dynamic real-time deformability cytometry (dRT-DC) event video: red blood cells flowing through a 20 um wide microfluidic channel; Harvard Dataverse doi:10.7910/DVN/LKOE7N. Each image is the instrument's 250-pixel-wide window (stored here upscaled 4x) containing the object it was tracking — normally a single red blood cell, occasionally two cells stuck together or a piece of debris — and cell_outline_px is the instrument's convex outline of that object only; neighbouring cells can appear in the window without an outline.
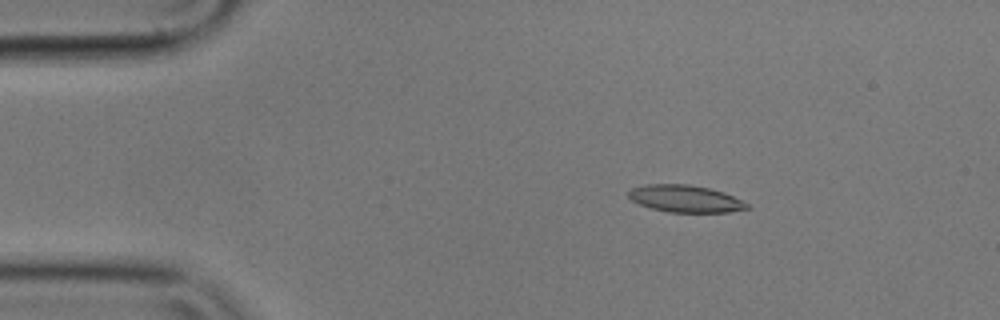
{"species": "common noctule bat (a hibernating species)", "species_latin": "Nyctalus noctula", "temperature_condition": "cold", "stored_images_in_passage": 4, "camera_frame_rate_fps": 3000, "um_per_image_px": 0.085, "animal": {"sex": "male", "body_mass_g": 17.9}, "frame": {"image": 1, "passage_image": 3, "time_ms": 0.667, "image_size_px": [1000, 320], "cell_outline_px": [[752, 208], [728, 212], [668, 212], [652, 208], [640, 204], [632, 200], [628, 196], [628, 192], [632, 188], [644, 184], [688, 184], [708, 188], [724, 192], [748, 204]], "centroid_in_image_um": [58.25, 16.89], "position_along_channel_um": 26.8, "area_um2": 18.61}}